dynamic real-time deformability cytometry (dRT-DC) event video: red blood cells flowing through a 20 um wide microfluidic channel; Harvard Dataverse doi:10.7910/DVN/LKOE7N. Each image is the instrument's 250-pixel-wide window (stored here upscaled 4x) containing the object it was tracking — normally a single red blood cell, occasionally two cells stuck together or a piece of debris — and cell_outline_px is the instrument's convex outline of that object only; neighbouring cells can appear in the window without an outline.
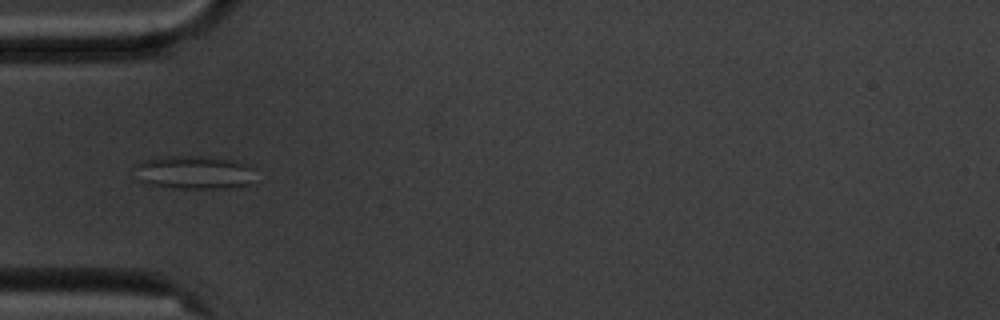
{"species": "common noctule bat (a hibernating species)", "species_latin": "Nyctalus noctula", "temperature_condition": "cold", "stored_images_in_passage": 8, "camera_frame_rate_fps": 3000, "um_per_image_px": 0.085, "animal": {"sex": "male", "body_mass_g": 20.1, "forearm_length_mm": 53.5}, "frame": {"image": 1, "passage_image": 6, "time_ms": 5.667, "image_size_px": [1000, 320], "cell_outline_px": [[256, 168], [248, 184], [236, 188], [172, 188], [144, 184], [136, 180], [132, 168], [144, 160], [156, 156], [216, 156], [236, 160], [252, 164]], "centroid_in_image_um": [16.47, 14.63], "position_along_channel_um": 68.5, "area_um2": 24.51}}
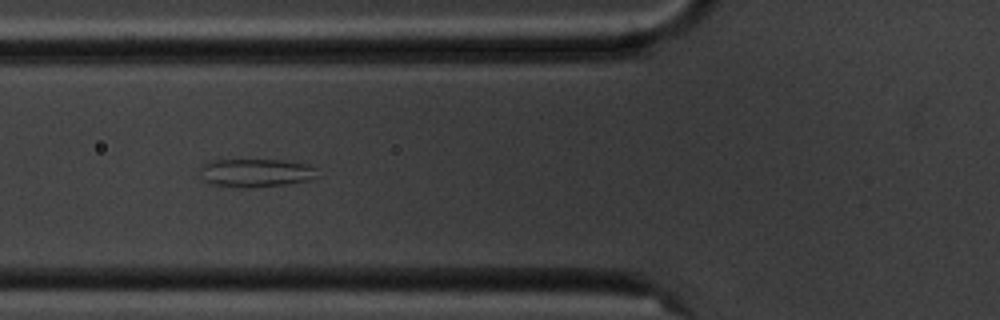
{"frame": {"image": 2, "passage_image": 7, "time_ms": 6.667, "image_size_px": [1000, 320], "cell_outline_px": [[316, 176], [312, 180], [284, 184], [244, 188], [240, 188], [212, 184], [204, 180], [200, 176], [204, 164], [220, 156], [280, 160], [308, 164], [316, 168]], "centroid_in_image_um": [21.68, 14.63], "position_along_channel_um": 104.1, "area_um2": 20.17}}